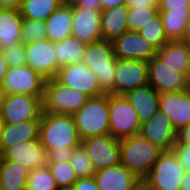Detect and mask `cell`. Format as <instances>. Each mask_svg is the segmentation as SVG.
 Segmentation results:
<instances>
[{"label": "cell", "mask_w": 190, "mask_h": 190, "mask_svg": "<svg viewBox=\"0 0 190 190\" xmlns=\"http://www.w3.org/2000/svg\"><path fill=\"white\" fill-rule=\"evenodd\" d=\"M180 190H190V172L185 173Z\"/></svg>", "instance_id": "49"}, {"label": "cell", "mask_w": 190, "mask_h": 190, "mask_svg": "<svg viewBox=\"0 0 190 190\" xmlns=\"http://www.w3.org/2000/svg\"><path fill=\"white\" fill-rule=\"evenodd\" d=\"M81 144L91 158L96 171L121 163L120 139L110 134L82 139Z\"/></svg>", "instance_id": "12"}, {"label": "cell", "mask_w": 190, "mask_h": 190, "mask_svg": "<svg viewBox=\"0 0 190 190\" xmlns=\"http://www.w3.org/2000/svg\"><path fill=\"white\" fill-rule=\"evenodd\" d=\"M26 190H59L49 167L29 171Z\"/></svg>", "instance_id": "32"}, {"label": "cell", "mask_w": 190, "mask_h": 190, "mask_svg": "<svg viewBox=\"0 0 190 190\" xmlns=\"http://www.w3.org/2000/svg\"><path fill=\"white\" fill-rule=\"evenodd\" d=\"M158 108L169 117L174 129L180 131L190 124L189 90L161 93Z\"/></svg>", "instance_id": "18"}, {"label": "cell", "mask_w": 190, "mask_h": 190, "mask_svg": "<svg viewBox=\"0 0 190 190\" xmlns=\"http://www.w3.org/2000/svg\"><path fill=\"white\" fill-rule=\"evenodd\" d=\"M156 56L172 70L180 73H190V47L181 40H171Z\"/></svg>", "instance_id": "23"}, {"label": "cell", "mask_w": 190, "mask_h": 190, "mask_svg": "<svg viewBox=\"0 0 190 190\" xmlns=\"http://www.w3.org/2000/svg\"><path fill=\"white\" fill-rule=\"evenodd\" d=\"M126 5L128 7H158L155 0H127Z\"/></svg>", "instance_id": "43"}, {"label": "cell", "mask_w": 190, "mask_h": 190, "mask_svg": "<svg viewBox=\"0 0 190 190\" xmlns=\"http://www.w3.org/2000/svg\"><path fill=\"white\" fill-rule=\"evenodd\" d=\"M124 96L135 108L141 123L148 120L159 109L160 93L149 84L131 90Z\"/></svg>", "instance_id": "22"}, {"label": "cell", "mask_w": 190, "mask_h": 190, "mask_svg": "<svg viewBox=\"0 0 190 190\" xmlns=\"http://www.w3.org/2000/svg\"><path fill=\"white\" fill-rule=\"evenodd\" d=\"M72 15V37L86 44L102 40L101 11L74 5Z\"/></svg>", "instance_id": "19"}, {"label": "cell", "mask_w": 190, "mask_h": 190, "mask_svg": "<svg viewBox=\"0 0 190 190\" xmlns=\"http://www.w3.org/2000/svg\"><path fill=\"white\" fill-rule=\"evenodd\" d=\"M79 1L81 0H63V4L74 6L77 5Z\"/></svg>", "instance_id": "50"}, {"label": "cell", "mask_w": 190, "mask_h": 190, "mask_svg": "<svg viewBox=\"0 0 190 190\" xmlns=\"http://www.w3.org/2000/svg\"><path fill=\"white\" fill-rule=\"evenodd\" d=\"M135 190H149V189L142 183Z\"/></svg>", "instance_id": "52"}, {"label": "cell", "mask_w": 190, "mask_h": 190, "mask_svg": "<svg viewBox=\"0 0 190 190\" xmlns=\"http://www.w3.org/2000/svg\"><path fill=\"white\" fill-rule=\"evenodd\" d=\"M59 190H73L72 188H65V189H59Z\"/></svg>", "instance_id": "53"}, {"label": "cell", "mask_w": 190, "mask_h": 190, "mask_svg": "<svg viewBox=\"0 0 190 190\" xmlns=\"http://www.w3.org/2000/svg\"><path fill=\"white\" fill-rule=\"evenodd\" d=\"M181 41L186 43L190 47V19L187 21L185 31Z\"/></svg>", "instance_id": "48"}, {"label": "cell", "mask_w": 190, "mask_h": 190, "mask_svg": "<svg viewBox=\"0 0 190 190\" xmlns=\"http://www.w3.org/2000/svg\"><path fill=\"white\" fill-rule=\"evenodd\" d=\"M139 135L163 151L172 150L177 142V131L172 126L169 117L159 109L141 124Z\"/></svg>", "instance_id": "14"}, {"label": "cell", "mask_w": 190, "mask_h": 190, "mask_svg": "<svg viewBox=\"0 0 190 190\" xmlns=\"http://www.w3.org/2000/svg\"><path fill=\"white\" fill-rule=\"evenodd\" d=\"M72 6L61 4L45 21L48 40L62 41L72 36Z\"/></svg>", "instance_id": "26"}, {"label": "cell", "mask_w": 190, "mask_h": 190, "mask_svg": "<svg viewBox=\"0 0 190 190\" xmlns=\"http://www.w3.org/2000/svg\"><path fill=\"white\" fill-rule=\"evenodd\" d=\"M23 19L19 9L0 8V50L21 42Z\"/></svg>", "instance_id": "25"}, {"label": "cell", "mask_w": 190, "mask_h": 190, "mask_svg": "<svg viewBox=\"0 0 190 190\" xmlns=\"http://www.w3.org/2000/svg\"><path fill=\"white\" fill-rule=\"evenodd\" d=\"M26 65L40 73L44 78H55L59 67L55 54V43L50 40H39L25 44Z\"/></svg>", "instance_id": "15"}, {"label": "cell", "mask_w": 190, "mask_h": 190, "mask_svg": "<svg viewBox=\"0 0 190 190\" xmlns=\"http://www.w3.org/2000/svg\"><path fill=\"white\" fill-rule=\"evenodd\" d=\"M55 79L62 85L83 92L90 98L104 95L96 74L82 62L60 67Z\"/></svg>", "instance_id": "11"}, {"label": "cell", "mask_w": 190, "mask_h": 190, "mask_svg": "<svg viewBox=\"0 0 190 190\" xmlns=\"http://www.w3.org/2000/svg\"><path fill=\"white\" fill-rule=\"evenodd\" d=\"M162 152L139 134L120 140L121 164L141 180L148 175Z\"/></svg>", "instance_id": "3"}, {"label": "cell", "mask_w": 190, "mask_h": 190, "mask_svg": "<svg viewBox=\"0 0 190 190\" xmlns=\"http://www.w3.org/2000/svg\"><path fill=\"white\" fill-rule=\"evenodd\" d=\"M102 10L112 8L115 6L126 5L127 0H100Z\"/></svg>", "instance_id": "46"}, {"label": "cell", "mask_w": 190, "mask_h": 190, "mask_svg": "<svg viewBox=\"0 0 190 190\" xmlns=\"http://www.w3.org/2000/svg\"><path fill=\"white\" fill-rule=\"evenodd\" d=\"M29 171L14 161L1 160L0 189L26 190Z\"/></svg>", "instance_id": "27"}, {"label": "cell", "mask_w": 190, "mask_h": 190, "mask_svg": "<svg viewBox=\"0 0 190 190\" xmlns=\"http://www.w3.org/2000/svg\"><path fill=\"white\" fill-rule=\"evenodd\" d=\"M4 124H5V122L3 121V118H2L1 113H0V136H1Z\"/></svg>", "instance_id": "51"}, {"label": "cell", "mask_w": 190, "mask_h": 190, "mask_svg": "<svg viewBox=\"0 0 190 190\" xmlns=\"http://www.w3.org/2000/svg\"><path fill=\"white\" fill-rule=\"evenodd\" d=\"M43 97L9 94L2 95L0 113L5 123L40 120L43 111Z\"/></svg>", "instance_id": "9"}, {"label": "cell", "mask_w": 190, "mask_h": 190, "mask_svg": "<svg viewBox=\"0 0 190 190\" xmlns=\"http://www.w3.org/2000/svg\"><path fill=\"white\" fill-rule=\"evenodd\" d=\"M2 98V93H1V85H0V100Z\"/></svg>", "instance_id": "54"}, {"label": "cell", "mask_w": 190, "mask_h": 190, "mask_svg": "<svg viewBox=\"0 0 190 190\" xmlns=\"http://www.w3.org/2000/svg\"><path fill=\"white\" fill-rule=\"evenodd\" d=\"M90 97L79 90L69 88L59 83L55 78L46 79L44 97L42 100L43 111L73 115Z\"/></svg>", "instance_id": "6"}, {"label": "cell", "mask_w": 190, "mask_h": 190, "mask_svg": "<svg viewBox=\"0 0 190 190\" xmlns=\"http://www.w3.org/2000/svg\"><path fill=\"white\" fill-rule=\"evenodd\" d=\"M0 171H1V155H0Z\"/></svg>", "instance_id": "55"}, {"label": "cell", "mask_w": 190, "mask_h": 190, "mask_svg": "<svg viewBox=\"0 0 190 190\" xmlns=\"http://www.w3.org/2000/svg\"><path fill=\"white\" fill-rule=\"evenodd\" d=\"M99 190H135L142 180L123 164L103 168L94 173Z\"/></svg>", "instance_id": "20"}, {"label": "cell", "mask_w": 190, "mask_h": 190, "mask_svg": "<svg viewBox=\"0 0 190 190\" xmlns=\"http://www.w3.org/2000/svg\"><path fill=\"white\" fill-rule=\"evenodd\" d=\"M141 124L135 108L124 95L109 94L110 135L120 140L137 135Z\"/></svg>", "instance_id": "7"}, {"label": "cell", "mask_w": 190, "mask_h": 190, "mask_svg": "<svg viewBox=\"0 0 190 190\" xmlns=\"http://www.w3.org/2000/svg\"><path fill=\"white\" fill-rule=\"evenodd\" d=\"M148 84L158 93L188 90L190 73H180L165 65L157 56L147 61Z\"/></svg>", "instance_id": "10"}, {"label": "cell", "mask_w": 190, "mask_h": 190, "mask_svg": "<svg viewBox=\"0 0 190 190\" xmlns=\"http://www.w3.org/2000/svg\"><path fill=\"white\" fill-rule=\"evenodd\" d=\"M112 43L115 55L119 59L147 62L157 54V49L135 31H126Z\"/></svg>", "instance_id": "16"}, {"label": "cell", "mask_w": 190, "mask_h": 190, "mask_svg": "<svg viewBox=\"0 0 190 190\" xmlns=\"http://www.w3.org/2000/svg\"><path fill=\"white\" fill-rule=\"evenodd\" d=\"M159 13L158 7H128V31L138 32L144 25Z\"/></svg>", "instance_id": "34"}, {"label": "cell", "mask_w": 190, "mask_h": 190, "mask_svg": "<svg viewBox=\"0 0 190 190\" xmlns=\"http://www.w3.org/2000/svg\"><path fill=\"white\" fill-rule=\"evenodd\" d=\"M159 10H172V12H190V0H160Z\"/></svg>", "instance_id": "38"}, {"label": "cell", "mask_w": 190, "mask_h": 190, "mask_svg": "<svg viewBox=\"0 0 190 190\" xmlns=\"http://www.w3.org/2000/svg\"><path fill=\"white\" fill-rule=\"evenodd\" d=\"M8 66L5 59L4 52L0 50V83L2 82L5 74L7 73Z\"/></svg>", "instance_id": "47"}, {"label": "cell", "mask_w": 190, "mask_h": 190, "mask_svg": "<svg viewBox=\"0 0 190 190\" xmlns=\"http://www.w3.org/2000/svg\"><path fill=\"white\" fill-rule=\"evenodd\" d=\"M148 84L146 61L117 58L114 80V95H125L131 90Z\"/></svg>", "instance_id": "13"}, {"label": "cell", "mask_w": 190, "mask_h": 190, "mask_svg": "<svg viewBox=\"0 0 190 190\" xmlns=\"http://www.w3.org/2000/svg\"><path fill=\"white\" fill-rule=\"evenodd\" d=\"M72 117L81 139L110 134L109 94L90 98Z\"/></svg>", "instance_id": "4"}, {"label": "cell", "mask_w": 190, "mask_h": 190, "mask_svg": "<svg viewBox=\"0 0 190 190\" xmlns=\"http://www.w3.org/2000/svg\"><path fill=\"white\" fill-rule=\"evenodd\" d=\"M175 144L190 145V124L177 132V142Z\"/></svg>", "instance_id": "42"}, {"label": "cell", "mask_w": 190, "mask_h": 190, "mask_svg": "<svg viewBox=\"0 0 190 190\" xmlns=\"http://www.w3.org/2000/svg\"><path fill=\"white\" fill-rule=\"evenodd\" d=\"M60 5L58 0H23L19 11L24 19L45 22Z\"/></svg>", "instance_id": "29"}, {"label": "cell", "mask_w": 190, "mask_h": 190, "mask_svg": "<svg viewBox=\"0 0 190 190\" xmlns=\"http://www.w3.org/2000/svg\"><path fill=\"white\" fill-rule=\"evenodd\" d=\"M23 0H0V8L19 9Z\"/></svg>", "instance_id": "45"}, {"label": "cell", "mask_w": 190, "mask_h": 190, "mask_svg": "<svg viewBox=\"0 0 190 190\" xmlns=\"http://www.w3.org/2000/svg\"><path fill=\"white\" fill-rule=\"evenodd\" d=\"M78 7H87L89 9H94L95 11H102L100 0H81L77 4Z\"/></svg>", "instance_id": "44"}, {"label": "cell", "mask_w": 190, "mask_h": 190, "mask_svg": "<svg viewBox=\"0 0 190 190\" xmlns=\"http://www.w3.org/2000/svg\"><path fill=\"white\" fill-rule=\"evenodd\" d=\"M172 151L186 172H190V145L175 144Z\"/></svg>", "instance_id": "39"}, {"label": "cell", "mask_w": 190, "mask_h": 190, "mask_svg": "<svg viewBox=\"0 0 190 190\" xmlns=\"http://www.w3.org/2000/svg\"><path fill=\"white\" fill-rule=\"evenodd\" d=\"M53 178L59 189L72 188L77 180L75 171L68 162L48 164Z\"/></svg>", "instance_id": "36"}, {"label": "cell", "mask_w": 190, "mask_h": 190, "mask_svg": "<svg viewBox=\"0 0 190 190\" xmlns=\"http://www.w3.org/2000/svg\"><path fill=\"white\" fill-rule=\"evenodd\" d=\"M69 163L77 178L91 177L96 172L92 160L82 144L74 148Z\"/></svg>", "instance_id": "33"}, {"label": "cell", "mask_w": 190, "mask_h": 190, "mask_svg": "<svg viewBox=\"0 0 190 190\" xmlns=\"http://www.w3.org/2000/svg\"><path fill=\"white\" fill-rule=\"evenodd\" d=\"M86 49V43L75 37H68L55 42V54L58 67L81 63Z\"/></svg>", "instance_id": "28"}, {"label": "cell", "mask_w": 190, "mask_h": 190, "mask_svg": "<svg viewBox=\"0 0 190 190\" xmlns=\"http://www.w3.org/2000/svg\"><path fill=\"white\" fill-rule=\"evenodd\" d=\"M39 140L47 152L75 148L82 142L72 115L44 111L40 116Z\"/></svg>", "instance_id": "1"}, {"label": "cell", "mask_w": 190, "mask_h": 190, "mask_svg": "<svg viewBox=\"0 0 190 190\" xmlns=\"http://www.w3.org/2000/svg\"><path fill=\"white\" fill-rule=\"evenodd\" d=\"M74 148H62L47 152L48 164L68 162L73 154Z\"/></svg>", "instance_id": "40"}, {"label": "cell", "mask_w": 190, "mask_h": 190, "mask_svg": "<svg viewBox=\"0 0 190 190\" xmlns=\"http://www.w3.org/2000/svg\"><path fill=\"white\" fill-rule=\"evenodd\" d=\"M139 34L152 44L157 50L161 49L170 40L166 37L163 22L158 13L149 23L144 25L139 31Z\"/></svg>", "instance_id": "31"}, {"label": "cell", "mask_w": 190, "mask_h": 190, "mask_svg": "<svg viewBox=\"0 0 190 190\" xmlns=\"http://www.w3.org/2000/svg\"><path fill=\"white\" fill-rule=\"evenodd\" d=\"M40 120L5 123L0 136V154L11 146L39 138Z\"/></svg>", "instance_id": "21"}, {"label": "cell", "mask_w": 190, "mask_h": 190, "mask_svg": "<svg viewBox=\"0 0 190 190\" xmlns=\"http://www.w3.org/2000/svg\"><path fill=\"white\" fill-rule=\"evenodd\" d=\"M186 171L172 151H163L142 183L149 190H180Z\"/></svg>", "instance_id": "5"}, {"label": "cell", "mask_w": 190, "mask_h": 190, "mask_svg": "<svg viewBox=\"0 0 190 190\" xmlns=\"http://www.w3.org/2000/svg\"><path fill=\"white\" fill-rule=\"evenodd\" d=\"M0 155L1 160L14 161L29 170L48 166L47 151L39 138L6 148Z\"/></svg>", "instance_id": "17"}, {"label": "cell", "mask_w": 190, "mask_h": 190, "mask_svg": "<svg viewBox=\"0 0 190 190\" xmlns=\"http://www.w3.org/2000/svg\"><path fill=\"white\" fill-rule=\"evenodd\" d=\"M116 61L112 41L102 39L86 44L82 63L96 74L104 94L114 95Z\"/></svg>", "instance_id": "2"}, {"label": "cell", "mask_w": 190, "mask_h": 190, "mask_svg": "<svg viewBox=\"0 0 190 190\" xmlns=\"http://www.w3.org/2000/svg\"><path fill=\"white\" fill-rule=\"evenodd\" d=\"M8 68L26 65L25 44L15 43L3 50Z\"/></svg>", "instance_id": "37"}, {"label": "cell", "mask_w": 190, "mask_h": 190, "mask_svg": "<svg viewBox=\"0 0 190 190\" xmlns=\"http://www.w3.org/2000/svg\"><path fill=\"white\" fill-rule=\"evenodd\" d=\"M21 42L28 44L39 40H47L48 34L44 21L23 19Z\"/></svg>", "instance_id": "35"}, {"label": "cell", "mask_w": 190, "mask_h": 190, "mask_svg": "<svg viewBox=\"0 0 190 190\" xmlns=\"http://www.w3.org/2000/svg\"><path fill=\"white\" fill-rule=\"evenodd\" d=\"M46 78L28 65L8 68L1 85L2 95L25 94L44 97Z\"/></svg>", "instance_id": "8"}, {"label": "cell", "mask_w": 190, "mask_h": 190, "mask_svg": "<svg viewBox=\"0 0 190 190\" xmlns=\"http://www.w3.org/2000/svg\"><path fill=\"white\" fill-rule=\"evenodd\" d=\"M127 5L115 6L101 11V35L106 41H113L128 31Z\"/></svg>", "instance_id": "24"}, {"label": "cell", "mask_w": 190, "mask_h": 190, "mask_svg": "<svg viewBox=\"0 0 190 190\" xmlns=\"http://www.w3.org/2000/svg\"><path fill=\"white\" fill-rule=\"evenodd\" d=\"M73 190H99L94 176L77 178L72 187Z\"/></svg>", "instance_id": "41"}, {"label": "cell", "mask_w": 190, "mask_h": 190, "mask_svg": "<svg viewBox=\"0 0 190 190\" xmlns=\"http://www.w3.org/2000/svg\"><path fill=\"white\" fill-rule=\"evenodd\" d=\"M166 37L171 40H181L190 12H172V10H159Z\"/></svg>", "instance_id": "30"}]
</instances>
